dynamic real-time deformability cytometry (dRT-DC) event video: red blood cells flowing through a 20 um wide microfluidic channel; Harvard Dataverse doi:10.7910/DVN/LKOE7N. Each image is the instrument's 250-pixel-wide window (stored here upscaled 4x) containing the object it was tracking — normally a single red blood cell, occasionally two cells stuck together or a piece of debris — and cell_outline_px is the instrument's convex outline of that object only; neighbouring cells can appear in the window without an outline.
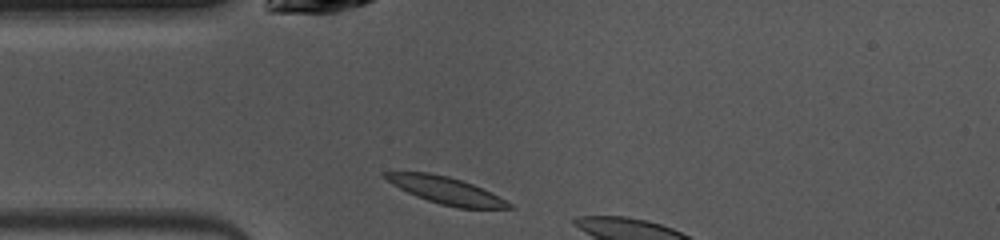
{"species": "common noctule bat (a hibernating species)", "species_latin": "Nyctalus noctula", "temperature_condition": "warm", "stored_images_in_passage": 5, "camera_frame_rate_fps": 3000, "um_per_image_px": 0.085, "animal": {"sex": "female", "body_mass_g": 10.0, "forearm_length_mm": 53.1}, "frame": {"image": 1, "passage_image": 1, "time_ms": 0.0, "image_size_px": [1000, 240], "cell_outline_px": [[516, 208], [456, 208], [440, 204], [416, 196], [392, 184], [380, 176], [380, 172], [428, 172], [448, 176], [472, 184], [512, 204]], "centroid_in_image_um": [37.83, 16.17], "position_along_channel_um": 47.2, "area_um2": 19.19}}
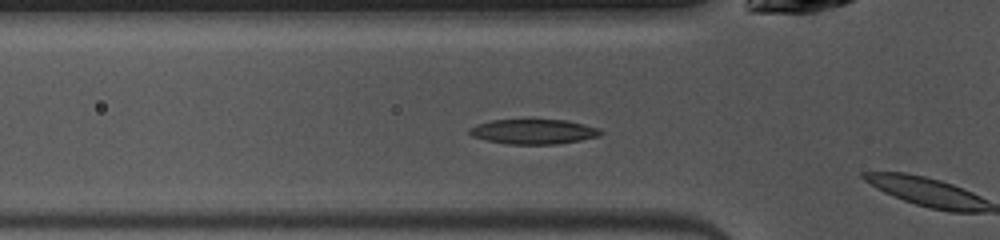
{"frame": {"image": 2, "passage_image": 4, "time_ms": 1.0, "image_size_px": [1000, 240], "cell_outline_px": [[604, 132], [600, 136], [580, 140], [556, 144], [508, 144], [484, 140], [472, 136], [468, 132], [468, 128], [476, 124], [492, 120], [564, 120], [584, 124], [600, 128]], "centroid_in_image_um": [45.34, 11.19], "position_along_channel_um": 80.5, "area_um2": 19.07}}